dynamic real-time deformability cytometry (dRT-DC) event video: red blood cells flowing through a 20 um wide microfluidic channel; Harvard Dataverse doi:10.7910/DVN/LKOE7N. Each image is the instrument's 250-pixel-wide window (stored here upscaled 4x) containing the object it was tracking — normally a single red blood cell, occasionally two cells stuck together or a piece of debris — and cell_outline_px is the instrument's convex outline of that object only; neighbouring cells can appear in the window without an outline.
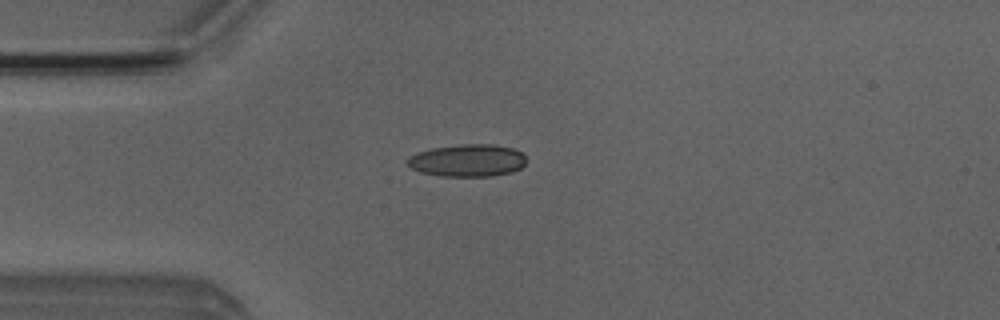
{"species": "Egyptian fruit bat (a non-hibernating species)", "species_latin": "Rousettus aegyptiacus", "temperature_condition": "room temperature", "stored_images_in_passage": 4, "camera_frame_rate_fps": 3000, "um_per_image_px": 0.085, "animal": {"sex": "male"}, "frame": {"image": 1, "passage_image": 4, "time_ms": 3.333, "image_size_px": [1000, 320], "cell_outline_px": [[524, 164], [520, 168], [512, 172], [492, 176], [440, 176], [420, 172], [412, 168], [408, 164], [408, 156], [416, 152], [432, 148], [460, 144], [492, 144], [512, 148], [520, 152], [524, 156]], "centroid_in_image_um": [39.71, 13.64], "position_along_channel_um": 45.3, "area_um2": 22.37}}